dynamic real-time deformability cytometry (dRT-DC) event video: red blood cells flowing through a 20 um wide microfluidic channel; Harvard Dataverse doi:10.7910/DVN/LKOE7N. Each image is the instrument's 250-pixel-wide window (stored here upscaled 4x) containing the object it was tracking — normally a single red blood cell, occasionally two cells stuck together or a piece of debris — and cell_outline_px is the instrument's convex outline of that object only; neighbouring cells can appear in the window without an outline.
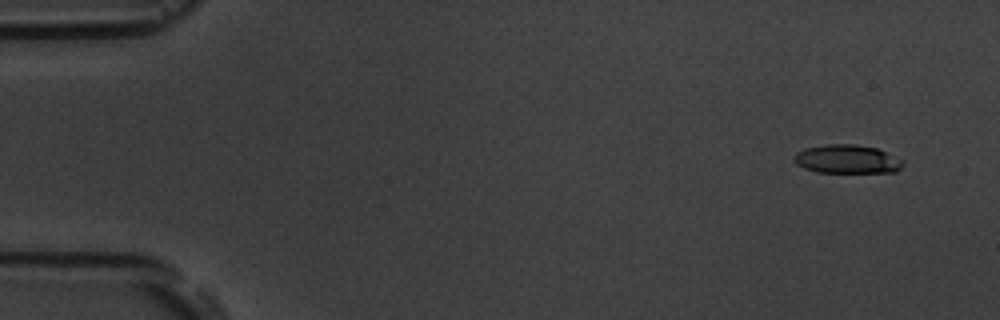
{"species": "common noctule bat (a hibernating species)", "species_latin": "Nyctalus noctula", "temperature_condition": "room temperature", "stored_images_in_passage": 6, "camera_frame_rate_fps": 3000, "um_per_image_px": 0.085, "animal": {"sex": "male", "body_mass_g": 19.5, "forearm_length_mm": 54.6}, "frame": {"image": 1, "passage_image": 1, "time_ms": 0.0, "image_size_px": [1000, 320], "cell_outline_px": [[904, 164], [896, 172], [816, 172], [804, 168], [796, 164], [792, 160], [792, 156], [796, 152], [804, 148], [824, 144], [856, 144], [876, 148], [904, 160]], "centroid_in_image_um": [71.96, 13.52], "position_along_channel_um": 13.0, "area_um2": 18.38}}